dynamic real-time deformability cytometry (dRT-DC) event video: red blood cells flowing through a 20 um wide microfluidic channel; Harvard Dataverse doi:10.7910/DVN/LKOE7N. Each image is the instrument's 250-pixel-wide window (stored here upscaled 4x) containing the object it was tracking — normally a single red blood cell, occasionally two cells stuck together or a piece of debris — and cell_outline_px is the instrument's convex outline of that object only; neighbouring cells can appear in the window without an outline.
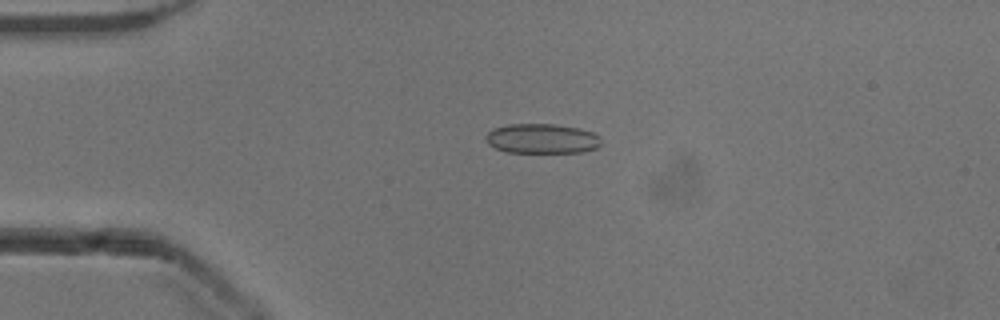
{"species": "common noctule bat (a hibernating species)", "species_latin": "Nyctalus noctula", "temperature_condition": "cold", "stored_images_in_passage": 42, "camera_frame_rate_fps": 3000, "um_per_image_px": 0.085, "animal": {"sex": "male", "body_mass_g": 13.3}, "frame": {"image": 1, "passage_image": 2, "time_ms": 0.333, "image_size_px": [1000, 320], "cell_outline_px": [[600, 144], [596, 148], [580, 152], [508, 152], [496, 148], [488, 144], [484, 140], [484, 136], [492, 128], [508, 124], [556, 124], [580, 128], [592, 132], [600, 136]], "centroid_in_image_um": [46.03, 11.77], "position_along_channel_um": 39.0, "area_um2": 20.11}}
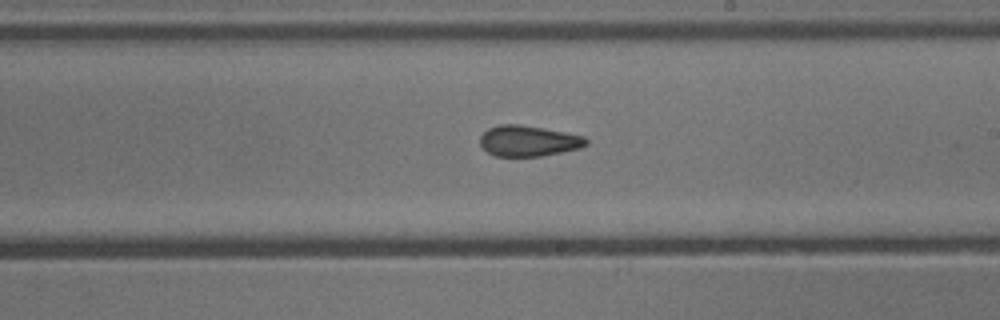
{"frame": {"image": 2, "passage_image": 20, "time_ms": 6.333, "image_size_px": [1000, 320], "cell_outline_px": [[588, 144], [580, 148], [540, 156], [496, 156], [488, 152], [480, 144], [480, 136], [488, 128], [500, 124], [520, 124], [544, 128], [584, 136], [588, 140]], "centroid_in_image_um": [44.91, 11.97], "position_along_channel_um": 244.1, "area_um2": 18.96}}
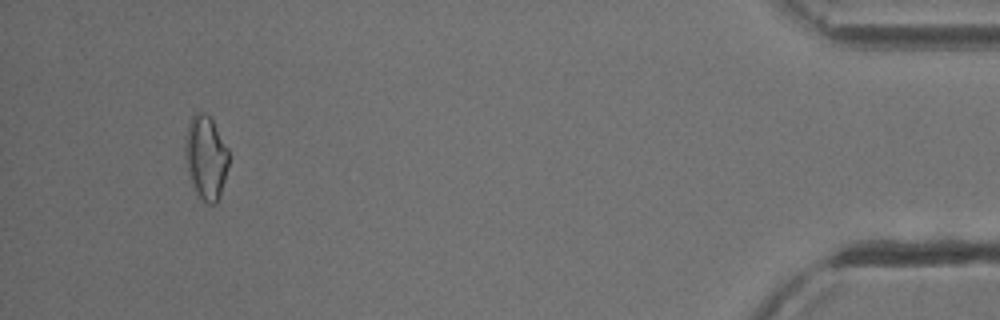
{"frame": {"image": 3, "passage_image": 39, "time_ms": 12.667, "image_size_px": [1000, 320], "cell_outline_px": [[228, 164], [220, 196], [216, 204], [208, 204], [192, 188], [184, 156], [184, 144], [188, 124], [192, 116], [196, 112], [204, 112], [212, 120], [228, 148]], "centroid_in_image_um": [17.48, 13.39], "position_along_channel_um": 417.7, "area_um2": 21.27}, "authors_computed_cell_mechanics": {"area_um2": 19.5075, "velocity_mm_per_s": 3.9241, "shape_relaxation_time_tau1_ms": null, "shape_relaxation_time_tau2_ms": 2.8256, "deformation_change_tau1": null, "deformation_change_tau2": 0.1035}}